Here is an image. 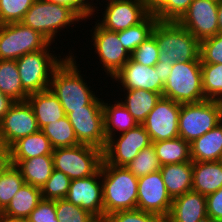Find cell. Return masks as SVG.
Listing matches in <instances>:
<instances>
[{
    "label": "cell",
    "instance_id": "44dd1931",
    "mask_svg": "<svg viewBox=\"0 0 222 222\" xmlns=\"http://www.w3.org/2000/svg\"><path fill=\"white\" fill-rule=\"evenodd\" d=\"M41 200V188L24 183L0 217L10 221H25Z\"/></svg>",
    "mask_w": 222,
    "mask_h": 222
},
{
    "label": "cell",
    "instance_id": "bcb514c9",
    "mask_svg": "<svg viewBox=\"0 0 222 222\" xmlns=\"http://www.w3.org/2000/svg\"><path fill=\"white\" fill-rule=\"evenodd\" d=\"M168 1L174 0H143L147 13L158 21H168Z\"/></svg>",
    "mask_w": 222,
    "mask_h": 222
},
{
    "label": "cell",
    "instance_id": "ee69618b",
    "mask_svg": "<svg viewBox=\"0 0 222 222\" xmlns=\"http://www.w3.org/2000/svg\"><path fill=\"white\" fill-rule=\"evenodd\" d=\"M51 3L55 4H62L66 5L68 7H72L84 20L92 18L98 15H95L99 10V7H97L98 0L95 1L97 3H94V0H46ZM96 5V6H95ZM98 9V10H97ZM97 10V11H96Z\"/></svg>",
    "mask_w": 222,
    "mask_h": 222
},
{
    "label": "cell",
    "instance_id": "ab89813d",
    "mask_svg": "<svg viewBox=\"0 0 222 222\" xmlns=\"http://www.w3.org/2000/svg\"><path fill=\"white\" fill-rule=\"evenodd\" d=\"M201 64H222V33L200 41Z\"/></svg>",
    "mask_w": 222,
    "mask_h": 222
},
{
    "label": "cell",
    "instance_id": "11a10c76",
    "mask_svg": "<svg viewBox=\"0 0 222 222\" xmlns=\"http://www.w3.org/2000/svg\"><path fill=\"white\" fill-rule=\"evenodd\" d=\"M220 163H222V153H221V156H220V158H219V160H218Z\"/></svg>",
    "mask_w": 222,
    "mask_h": 222
},
{
    "label": "cell",
    "instance_id": "d6986e66",
    "mask_svg": "<svg viewBox=\"0 0 222 222\" xmlns=\"http://www.w3.org/2000/svg\"><path fill=\"white\" fill-rule=\"evenodd\" d=\"M112 80L118 82V85H122L123 88L117 87H120V91L121 89H143L161 95L163 93L164 83L160 80L154 66H144L132 58L116 73Z\"/></svg>",
    "mask_w": 222,
    "mask_h": 222
},
{
    "label": "cell",
    "instance_id": "d590c367",
    "mask_svg": "<svg viewBox=\"0 0 222 222\" xmlns=\"http://www.w3.org/2000/svg\"><path fill=\"white\" fill-rule=\"evenodd\" d=\"M125 167L137 178L160 170L161 164L157 158L153 144L142 149Z\"/></svg>",
    "mask_w": 222,
    "mask_h": 222
},
{
    "label": "cell",
    "instance_id": "6da1fadb",
    "mask_svg": "<svg viewBox=\"0 0 222 222\" xmlns=\"http://www.w3.org/2000/svg\"><path fill=\"white\" fill-rule=\"evenodd\" d=\"M76 57L69 51L68 56L54 70L49 85L50 91L58 97L65 115L74 110L85 109L98 96L83 78Z\"/></svg>",
    "mask_w": 222,
    "mask_h": 222
},
{
    "label": "cell",
    "instance_id": "f546056e",
    "mask_svg": "<svg viewBox=\"0 0 222 222\" xmlns=\"http://www.w3.org/2000/svg\"><path fill=\"white\" fill-rule=\"evenodd\" d=\"M152 144L161 166L192 161L190 143L180 137Z\"/></svg>",
    "mask_w": 222,
    "mask_h": 222
},
{
    "label": "cell",
    "instance_id": "e575fe53",
    "mask_svg": "<svg viewBox=\"0 0 222 222\" xmlns=\"http://www.w3.org/2000/svg\"><path fill=\"white\" fill-rule=\"evenodd\" d=\"M205 99L222 100V64H201Z\"/></svg>",
    "mask_w": 222,
    "mask_h": 222
},
{
    "label": "cell",
    "instance_id": "7a4b0ae2",
    "mask_svg": "<svg viewBox=\"0 0 222 222\" xmlns=\"http://www.w3.org/2000/svg\"><path fill=\"white\" fill-rule=\"evenodd\" d=\"M101 180L104 220L114 212L137 208L138 178L125 166H114L102 161Z\"/></svg>",
    "mask_w": 222,
    "mask_h": 222
},
{
    "label": "cell",
    "instance_id": "1f68e13d",
    "mask_svg": "<svg viewBox=\"0 0 222 222\" xmlns=\"http://www.w3.org/2000/svg\"><path fill=\"white\" fill-rule=\"evenodd\" d=\"M41 131L49 139L54 149L74 147L80 144L67 115L54 123L44 126Z\"/></svg>",
    "mask_w": 222,
    "mask_h": 222
},
{
    "label": "cell",
    "instance_id": "52a82bcc",
    "mask_svg": "<svg viewBox=\"0 0 222 222\" xmlns=\"http://www.w3.org/2000/svg\"><path fill=\"white\" fill-rule=\"evenodd\" d=\"M54 169L71 180L94 175L103 161V150L85 144L55 148L52 153Z\"/></svg>",
    "mask_w": 222,
    "mask_h": 222
},
{
    "label": "cell",
    "instance_id": "2e32d148",
    "mask_svg": "<svg viewBox=\"0 0 222 222\" xmlns=\"http://www.w3.org/2000/svg\"><path fill=\"white\" fill-rule=\"evenodd\" d=\"M97 23L106 30L119 32L141 23L149 14L143 0H106ZM104 13V14H103Z\"/></svg>",
    "mask_w": 222,
    "mask_h": 222
},
{
    "label": "cell",
    "instance_id": "83f0119b",
    "mask_svg": "<svg viewBox=\"0 0 222 222\" xmlns=\"http://www.w3.org/2000/svg\"><path fill=\"white\" fill-rule=\"evenodd\" d=\"M113 102V104L111 102L108 104L103 101L104 134L106 140L116 134L118 135V132L121 134L138 125L134 117L118 100H113Z\"/></svg>",
    "mask_w": 222,
    "mask_h": 222
},
{
    "label": "cell",
    "instance_id": "5b68a950",
    "mask_svg": "<svg viewBox=\"0 0 222 222\" xmlns=\"http://www.w3.org/2000/svg\"><path fill=\"white\" fill-rule=\"evenodd\" d=\"M52 43L44 49L23 55L16 60L23 89L28 93H37L49 89L54 70L64 61L68 55L50 52ZM59 55V56H58ZM58 57V58H57Z\"/></svg>",
    "mask_w": 222,
    "mask_h": 222
},
{
    "label": "cell",
    "instance_id": "4dcf8cb0",
    "mask_svg": "<svg viewBox=\"0 0 222 222\" xmlns=\"http://www.w3.org/2000/svg\"><path fill=\"white\" fill-rule=\"evenodd\" d=\"M0 91L14 101H26L29 94L23 89L16 60H0Z\"/></svg>",
    "mask_w": 222,
    "mask_h": 222
},
{
    "label": "cell",
    "instance_id": "4316f807",
    "mask_svg": "<svg viewBox=\"0 0 222 222\" xmlns=\"http://www.w3.org/2000/svg\"><path fill=\"white\" fill-rule=\"evenodd\" d=\"M120 103L129 111L138 124H142L162 95L143 89L123 90ZM126 95V96H125ZM124 101H123V100Z\"/></svg>",
    "mask_w": 222,
    "mask_h": 222
},
{
    "label": "cell",
    "instance_id": "8fae6325",
    "mask_svg": "<svg viewBox=\"0 0 222 222\" xmlns=\"http://www.w3.org/2000/svg\"><path fill=\"white\" fill-rule=\"evenodd\" d=\"M151 144L146 129L142 124H138L129 131L107 139L103 150V161L114 166H126L142 149Z\"/></svg>",
    "mask_w": 222,
    "mask_h": 222
},
{
    "label": "cell",
    "instance_id": "9a60e30c",
    "mask_svg": "<svg viewBox=\"0 0 222 222\" xmlns=\"http://www.w3.org/2000/svg\"><path fill=\"white\" fill-rule=\"evenodd\" d=\"M217 0H193L187 11L177 21L202 41L219 33Z\"/></svg>",
    "mask_w": 222,
    "mask_h": 222
},
{
    "label": "cell",
    "instance_id": "836d02e7",
    "mask_svg": "<svg viewBox=\"0 0 222 222\" xmlns=\"http://www.w3.org/2000/svg\"><path fill=\"white\" fill-rule=\"evenodd\" d=\"M25 183L20 170L12 164L0 174V213Z\"/></svg>",
    "mask_w": 222,
    "mask_h": 222
},
{
    "label": "cell",
    "instance_id": "f5cc1de1",
    "mask_svg": "<svg viewBox=\"0 0 222 222\" xmlns=\"http://www.w3.org/2000/svg\"><path fill=\"white\" fill-rule=\"evenodd\" d=\"M0 222H25V221H10L0 217Z\"/></svg>",
    "mask_w": 222,
    "mask_h": 222
},
{
    "label": "cell",
    "instance_id": "30bf717a",
    "mask_svg": "<svg viewBox=\"0 0 222 222\" xmlns=\"http://www.w3.org/2000/svg\"><path fill=\"white\" fill-rule=\"evenodd\" d=\"M98 97L85 109L74 110L67 117L80 144L104 150L107 140L104 134L103 98Z\"/></svg>",
    "mask_w": 222,
    "mask_h": 222
},
{
    "label": "cell",
    "instance_id": "e0dca14e",
    "mask_svg": "<svg viewBox=\"0 0 222 222\" xmlns=\"http://www.w3.org/2000/svg\"><path fill=\"white\" fill-rule=\"evenodd\" d=\"M137 208L166 219L169 215L172 199L167 193L160 170L138 178Z\"/></svg>",
    "mask_w": 222,
    "mask_h": 222
},
{
    "label": "cell",
    "instance_id": "ac0fdd59",
    "mask_svg": "<svg viewBox=\"0 0 222 222\" xmlns=\"http://www.w3.org/2000/svg\"><path fill=\"white\" fill-rule=\"evenodd\" d=\"M65 199L104 220L101 168L94 175L71 180Z\"/></svg>",
    "mask_w": 222,
    "mask_h": 222
},
{
    "label": "cell",
    "instance_id": "9c48e42d",
    "mask_svg": "<svg viewBox=\"0 0 222 222\" xmlns=\"http://www.w3.org/2000/svg\"><path fill=\"white\" fill-rule=\"evenodd\" d=\"M50 42L22 22L0 25V60H17L44 49Z\"/></svg>",
    "mask_w": 222,
    "mask_h": 222
},
{
    "label": "cell",
    "instance_id": "f1b7e54d",
    "mask_svg": "<svg viewBox=\"0 0 222 222\" xmlns=\"http://www.w3.org/2000/svg\"><path fill=\"white\" fill-rule=\"evenodd\" d=\"M16 167L20 170L25 183L41 188L54 169L52 154L21 160Z\"/></svg>",
    "mask_w": 222,
    "mask_h": 222
},
{
    "label": "cell",
    "instance_id": "7402d4cb",
    "mask_svg": "<svg viewBox=\"0 0 222 222\" xmlns=\"http://www.w3.org/2000/svg\"><path fill=\"white\" fill-rule=\"evenodd\" d=\"M27 101L34 111L40 130L65 116L58 97L50 89L29 94Z\"/></svg>",
    "mask_w": 222,
    "mask_h": 222
},
{
    "label": "cell",
    "instance_id": "681fc988",
    "mask_svg": "<svg viewBox=\"0 0 222 222\" xmlns=\"http://www.w3.org/2000/svg\"><path fill=\"white\" fill-rule=\"evenodd\" d=\"M173 65H170V63L166 62H158L154 68L156 72H158L160 76V80L165 84L167 81L169 75L171 74V69Z\"/></svg>",
    "mask_w": 222,
    "mask_h": 222
},
{
    "label": "cell",
    "instance_id": "c3c4849f",
    "mask_svg": "<svg viewBox=\"0 0 222 222\" xmlns=\"http://www.w3.org/2000/svg\"><path fill=\"white\" fill-rule=\"evenodd\" d=\"M11 97L3 94L0 91V121L4 118V116L8 113L11 106L15 103Z\"/></svg>",
    "mask_w": 222,
    "mask_h": 222
},
{
    "label": "cell",
    "instance_id": "816d5d0a",
    "mask_svg": "<svg viewBox=\"0 0 222 222\" xmlns=\"http://www.w3.org/2000/svg\"><path fill=\"white\" fill-rule=\"evenodd\" d=\"M218 26H219V33H222V0L219 1V5H218Z\"/></svg>",
    "mask_w": 222,
    "mask_h": 222
},
{
    "label": "cell",
    "instance_id": "f907efd6",
    "mask_svg": "<svg viewBox=\"0 0 222 222\" xmlns=\"http://www.w3.org/2000/svg\"><path fill=\"white\" fill-rule=\"evenodd\" d=\"M9 164H10L9 148L4 146L0 142V174L8 167Z\"/></svg>",
    "mask_w": 222,
    "mask_h": 222
},
{
    "label": "cell",
    "instance_id": "7dc6e473",
    "mask_svg": "<svg viewBox=\"0 0 222 222\" xmlns=\"http://www.w3.org/2000/svg\"><path fill=\"white\" fill-rule=\"evenodd\" d=\"M193 0L168 1V21H178L187 11Z\"/></svg>",
    "mask_w": 222,
    "mask_h": 222
},
{
    "label": "cell",
    "instance_id": "f35d334b",
    "mask_svg": "<svg viewBox=\"0 0 222 222\" xmlns=\"http://www.w3.org/2000/svg\"><path fill=\"white\" fill-rule=\"evenodd\" d=\"M35 0H0V25L21 22Z\"/></svg>",
    "mask_w": 222,
    "mask_h": 222
},
{
    "label": "cell",
    "instance_id": "b9f144b4",
    "mask_svg": "<svg viewBox=\"0 0 222 222\" xmlns=\"http://www.w3.org/2000/svg\"><path fill=\"white\" fill-rule=\"evenodd\" d=\"M105 220L107 222H163L165 219L156 214L134 209L114 212Z\"/></svg>",
    "mask_w": 222,
    "mask_h": 222
},
{
    "label": "cell",
    "instance_id": "7c38bea8",
    "mask_svg": "<svg viewBox=\"0 0 222 222\" xmlns=\"http://www.w3.org/2000/svg\"><path fill=\"white\" fill-rule=\"evenodd\" d=\"M92 27L90 32L91 42L95 48L97 54L98 63L104 70L105 77L113 78L116 73L128 62L131 58V54L123 47L119 40V32H112L101 27L97 22Z\"/></svg>",
    "mask_w": 222,
    "mask_h": 222
},
{
    "label": "cell",
    "instance_id": "74e56055",
    "mask_svg": "<svg viewBox=\"0 0 222 222\" xmlns=\"http://www.w3.org/2000/svg\"><path fill=\"white\" fill-rule=\"evenodd\" d=\"M56 216L59 222H97V218L80 206L66 199L56 200Z\"/></svg>",
    "mask_w": 222,
    "mask_h": 222
},
{
    "label": "cell",
    "instance_id": "cb8c5ba5",
    "mask_svg": "<svg viewBox=\"0 0 222 222\" xmlns=\"http://www.w3.org/2000/svg\"><path fill=\"white\" fill-rule=\"evenodd\" d=\"M160 173L172 200L192 191V161L163 165Z\"/></svg>",
    "mask_w": 222,
    "mask_h": 222
},
{
    "label": "cell",
    "instance_id": "d6a6232c",
    "mask_svg": "<svg viewBox=\"0 0 222 222\" xmlns=\"http://www.w3.org/2000/svg\"><path fill=\"white\" fill-rule=\"evenodd\" d=\"M158 19L154 15H148L141 23L119 31V40L124 48L131 54L149 36L157 24Z\"/></svg>",
    "mask_w": 222,
    "mask_h": 222
},
{
    "label": "cell",
    "instance_id": "60d3db41",
    "mask_svg": "<svg viewBox=\"0 0 222 222\" xmlns=\"http://www.w3.org/2000/svg\"><path fill=\"white\" fill-rule=\"evenodd\" d=\"M131 58L144 66H155L159 58L156 38L153 35L149 36L131 53Z\"/></svg>",
    "mask_w": 222,
    "mask_h": 222
},
{
    "label": "cell",
    "instance_id": "f6af8a7d",
    "mask_svg": "<svg viewBox=\"0 0 222 222\" xmlns=\"http://www.w3.org/2000/svg\"><path fill=\"white\" fill-rule=\"evenodd\" d=\"M209 222H222V187L206 196Z\"/></svg>",
    "mask_w": 222,
    "mask_h": 222
},
{
    "label": "cell",
    "instance_id": "8d00e7d4",
    "mask_svg": "<svg viewBox=\"0 0 222 222\" xmlns=\"http://www.w3.org/2000/svg\"><path fill=\"white\" fill-rule=\"evenodd\" d=\"M71 179L61 171L53 169L51 176L41 187V196L44 200L65 199Z\"/></svg>",
    "mask_w": 222,
    "mask_h": 222
},
{
    "label": "cell",
    "instance_id": "ffe728a7",
    "mask_svg": "<svg viewBox=\"0 0 222 222\" xmlns=\"http://www.w3.org/2000/svg\"><path fill=\"white\" fill-rule=\"evenodd\" d=\"M167 222H209L206 196L189 191L172 201Z\"/></svg>",
    "mask_w": 222,
    "mask_h": 222
},
{
    "label": "cell",
    "instance_id": "277c9868",
    "mask_svg": "<svg viewBox=\"0 0 222 222\" xmlns=\"http://www.w3.org/2000/svg\"><path fill=\"white\" fill-rule=\"evenodd\" d=\"M82 21L84 19L72 7L46 0H35L21 22L39 32L50 43H55L63 28L74 27L76 22L78 24Z\"/></svg>",
    "mask_w": 222,
    "mask_h": 222
},
{
    "label": "cell",
    "instance_id": "db71d44e",
    "mask_svg": "<svg viewBox=\"0 0 222 222\" xmlns=\"http://www.w3.org/2000/svg\"><path fill=\"white\" fill-rule=\"evenodd\" d=\"M220 106H221V116H222V100L219 101Z\"/></svg>",
    "mask_w": 222,
    "mask_h": 222
},
{
    "label": "cell",
    "instance_id": "9f6ffc18",
    "mask_svg": "<svg viewBox=\"0 0 222 222\" xmlns=\"http://www.w3.org/2000/svg\"><path fill=\"white\" fill-rule=\"evenodd\" d=\"M97 222H107L106 220H97Z\"/></svg>",
    "mask_w": 222,
    "mask_h": 222
},
{
    "label": "cell",
    "instance_id": "ba28073f",
    "mask_svg": "<svg viewBox=\"0 0 222 222\" xmlns=\"http://www.w3.org/2000/svg\"><path fill=\"white\" fill-rule=\"evenodd\" d=\"M222 122L218 100L181 104L179 113V137L192 143Z\"/></svg>",
    "mask_w": 222,
    "mask_h": 222
},
{
    "label": "cell",
    "instance_id": "484cf974",
    "mask_svg": "<svg viewBox=\"0 0 222 222\" xmlns=\"http://www.w3.org/2000/svg\"><path fill=\"white\" fill-rule=\"evenodd\" d=\"M191 160L218 161L222 153V122L190 143Z\"/></svg>",
    "mask_w": 222,
    "mask_h": 222
},
{
    "label": "cell",
    "instance_id": "d4e9b609",
    "mask_svg": "<svg viewBox=\"0 0 222 222\" xmlns=\"http://www.w3.org/2000/svg\"><path fill=\"white\" fill-rule=\"evenodd\" d=\"M192 191L207 196L222 187V163L192 161Z\"/></svg>",
    "mask_w": 222,
    "mask_h": 222
},
{
    "label": "cell",
    "instance_id": "5bb4252c",
    "mask_svg": "<svg viewBox=\"0 0 222 222\" xmlns=\"http://www.w3.org/2000/svg\"><path fill=\"white\" fill-rule=\"evenodd\" d=\"M40 130L34 111L26 101H16L0 121V142L10 148L16 141Z\"/></svg>",
    "mask_w": 222,
    "mask_h": 222
},
{
    "label": "cell",
    "instance_id": "3957f363",
    "mask_svg": "<svg viewBox=\"0 0 222 222\" xmlns=\"http://www.w3.org/2000/svg\"><path fill=\"white\" fill-rule=\"evenodd\" d=\"M152 35L159 47L158 62L201 61L200 41L176 21H158Z\"/></svg>",
    "mask_w": 222,
    "mask_h": 222
},
{
    "label": "cell",
    "instance_id": "8992f818",
    "mask_svg": "<svg viewBox=\"0 0 222 222\" xmlns=\"http://www.w3.org/2000/svg\"><path fill=\"white\" fill-rule=\"evenodd\" d=\"M162 97L179 104L206 100L202 89L201 61L175 62L164 84Z\"/></svg>",
    "mask_w": 222,
    "mask_h": 222
},
{
    "label": "cell",
    "instance_id": "4fadbf2b",
    "mask_svg": "<svg viewBox=\"0 0 222 222\" xmlns=\"http://www.w3.org/2000/svg\"><path fill=\"white\" fill-rule=\"evenodd\" d=\"M180 110L181 104L171 99L160 98L142 123L152 143L179 137Z\"/></svg>",
    "mask_w": 222,
    "mask_h": 222
},
{
    "label": "cell",
    "instance_id": "603a6c76",
    "mask_svg": "<svg viewBox=\"0 0 222 222\" xmlns=\"http://www.w3.org/2000/svg\"><path fill=\"white\" fill-rule=\"evenodd\" d=\"M53 146L46 135L39 130L16 141L10 148V164L17 165L21 160L53 153Z\"/></svg>",
    "mask_w": 222,
    "mask_h": 222
},
{
    "label": "cell",
    "instance_id": "7bdbcfd3",
    "mask_svg": "<svg viewBox=\"0 0 222 222\" xmlns=\"http://www.w3.org/2000/svg\"><path fill=\"white\" fill-rule=\"evenodd\" d=\"M56 200L42 199L25 222H56Z\"/></svg>",
    "mask_w": 222,
    "mask_h": 222
}]
</instances>
